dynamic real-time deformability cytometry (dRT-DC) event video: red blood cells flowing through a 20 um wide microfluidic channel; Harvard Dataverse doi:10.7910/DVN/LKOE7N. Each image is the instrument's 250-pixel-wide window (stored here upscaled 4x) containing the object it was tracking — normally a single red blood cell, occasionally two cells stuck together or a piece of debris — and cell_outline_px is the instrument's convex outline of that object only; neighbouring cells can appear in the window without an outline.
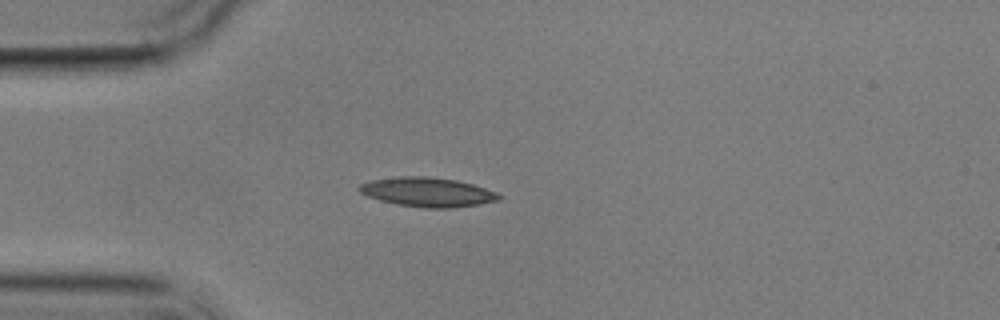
{"species": "common noctule bat (a hibernating species)", "species_latin": "Nyctalus noctula", "temperature_condition": "cold", "stored_images_in_passage": 1, "camera_frame_rate_fps": 3000, "um_per_image_px": 0.085, "animal": {"sex": "male", "body_mass_g": 17.9}, "frame": {"image": 1, "passage_image": 1, "time_ms": 0.0, "image_size_px": [1000, 320], "cell_outline_px": [[500, 200], [480, 204], [452, 208], [424, 208], [396, 204], [380, 200], [368, 196], [360, 192], [356, 188], [360, 184], [372, 180], [400, 176], [428, 176], [456, 180], [472, 184], [496, 192], [500, 196]], "centroid_in_image_um": [36.32, 16.33], "position_along_channel_um": 48.7, "area_um2": 23.81}}